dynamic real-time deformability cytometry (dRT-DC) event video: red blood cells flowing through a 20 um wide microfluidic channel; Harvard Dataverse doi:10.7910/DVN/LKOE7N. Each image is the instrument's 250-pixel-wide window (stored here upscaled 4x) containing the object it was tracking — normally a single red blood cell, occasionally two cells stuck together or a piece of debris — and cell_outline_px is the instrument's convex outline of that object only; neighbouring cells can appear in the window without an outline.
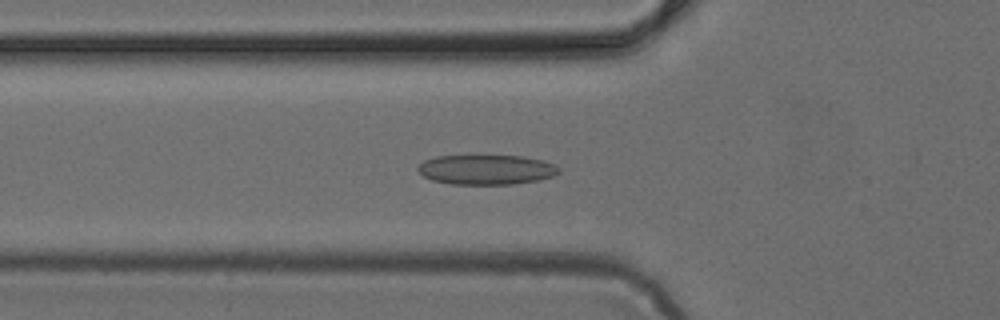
{"species": "common noctule bat (a hibernating species)", "species_latin": "Nyctalus noctula", "temperature_condition": "cold", "stored_images_in_passage": 42, "camera_frame_rate_fps": 3000, "um_per_image_px": 0.085, "animal": {"sex": "female", "body_mass_g": 24.6, "forearm_length_mm": 56.2}, "frame": {"image": 1, "passage_image": 11, "time_ms": 3.333, "image_size_px": [1000, 320], "cell_outline_px": [[560, 172], [552, 176], [540, 180], [512, 184], [452, 184], [432, 180], [424, 176], [416, 168], [424, 160], [436, 156], [524, 156], [544, 160], [556, 164], [560, 168]], "centroid_in_image_um": [41.38, 14.41], "position_along_channel_um": 84.4, "area_um2": 24.57}}
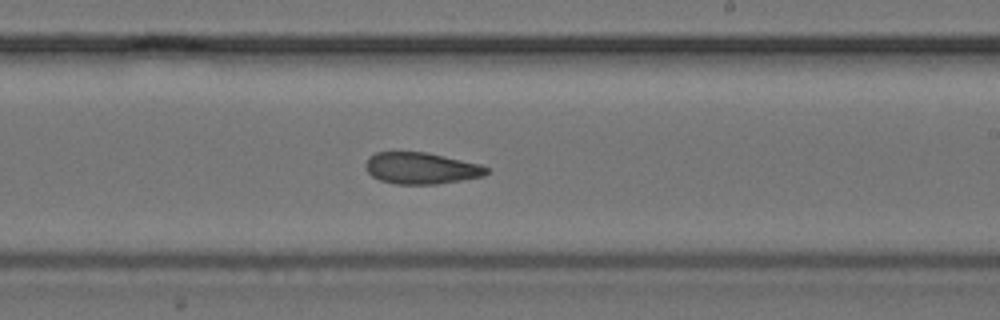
{"frame": {"image": 2, "passage_image": 23, "time_ms": 7.333, "image_size_px": [1000, 320], "cell_outline_px": [[488, 172], [484, 176], [436, 184], [396, 184], [380, 180], [372, 176], [368, 172], [364, 164], [368, 156], [376, 152], [424, 152], [480, 164], [488, 168]], "centroid_in_image_um": [35.76, 14.3], "position_along_channel_um": 253.2, "area_um2": 22.08}}
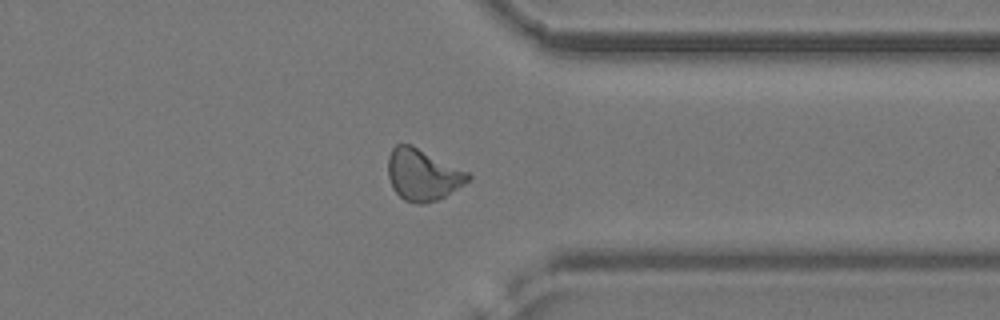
{"frame": {"image": 3, "passage_image": 32, "time_ms": 10.333, "image_size_px": [1000, 320], "cell_outline_px": [[472, 176], [464, 184], [444, 196], [436, 200], [424, 204], [416, 204], [404, 200], [392, 188], [388, 176], [388, 156], [392, 148], [396, 144], [412, 144], [468, 172]], "centroid_in_image_um": [35.9, 14.84], "position_along_channel_um": 375.5, "area_um2": 23.99}}